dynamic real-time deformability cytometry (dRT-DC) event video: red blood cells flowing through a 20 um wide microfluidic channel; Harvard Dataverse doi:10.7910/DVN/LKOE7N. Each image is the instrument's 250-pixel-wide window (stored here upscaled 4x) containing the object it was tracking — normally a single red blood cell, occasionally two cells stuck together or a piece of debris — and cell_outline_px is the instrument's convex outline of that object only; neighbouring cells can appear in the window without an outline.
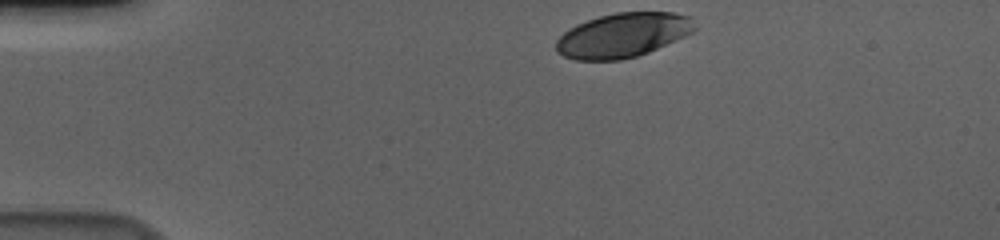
{"species": "human", "species_latin": "Homo sapiens", "temperature_condition": "cold", "stored_images_in_passage": 37, "camera_frame_rate_fps": 3000, "um_per_image_px": 0.085, "donor": {"sex": "male"}, "frame": {"image": 1, "passage_image": 1, "time_ms": 0.0, "image_size_px": [1000, 240], "cell_outline_px": [[696, 28], [692, 32], [684, 36], [648, 52], [636, 56], [620, 60], [576, 60], [564, 56], [556, 52], [556, 40], [564, 32], [576, 24], [600, 16], [616, 12], [672, 12], [688, 16]], "centroid_in_image_um": [52.9, 2.99], "position_along_channel_um": 32.1, "area_um2": 35.55}}
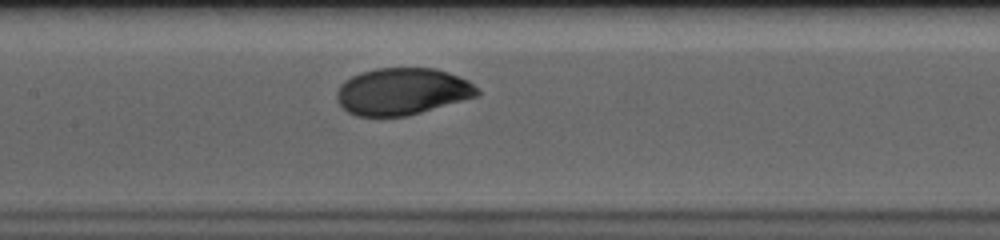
{"frame": {"image": 2, "passage_image": 18, "time_ms": 5.667, "image_size_px": [1000, 240], "cell_outline_px": [[480, 92], [476, 96], [408, 116], [356, 116], [348, 112], [336, 100], [336, 92], [340, 84], [344, 80], [360, 72], [376, 68], [436, 68], [448, 72], [468, 80]], "centroid_in_image_um": [34.14, 7.77], "position_along_channel_um": 173.3, "area_um2": 38.38}}
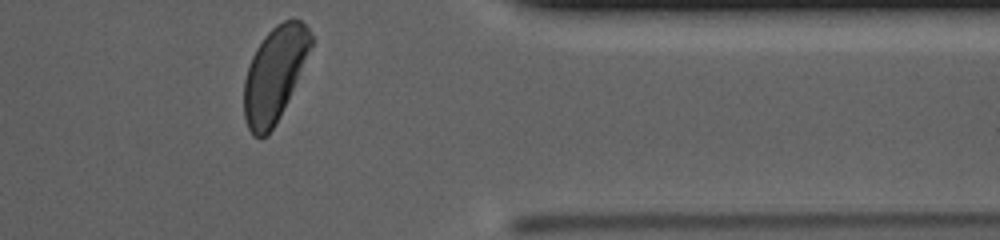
{"frame": {"image": 3, "passage_image": 37, "time_ms": 12.0, "image_size_px": [1000, 240], "cell_outline_px": [[316, 40], [272, 128], [260, 140], [252, 136], [248, 128], [244, 116], [244, 80], [252, 56], [256, 48], [264, 36], [276, 24], [284, 20], [300, 20], [308, 28]], "centroid_in_image_um": [23.33, 6.26], "position_along_channel_um": 388.1, "area_um2": 36.24}, "authors_computed_cell_mechanics": {"area_um2": 39.015, "velocity_mm_per_s": 3.6106, "shape_relaxation_time_tau1_ms": 2.2274, "shape_relaxation_time_tau2_ms": null, "deformation_change_tau1": 0.1298, "deformation_change_tau2": null}}